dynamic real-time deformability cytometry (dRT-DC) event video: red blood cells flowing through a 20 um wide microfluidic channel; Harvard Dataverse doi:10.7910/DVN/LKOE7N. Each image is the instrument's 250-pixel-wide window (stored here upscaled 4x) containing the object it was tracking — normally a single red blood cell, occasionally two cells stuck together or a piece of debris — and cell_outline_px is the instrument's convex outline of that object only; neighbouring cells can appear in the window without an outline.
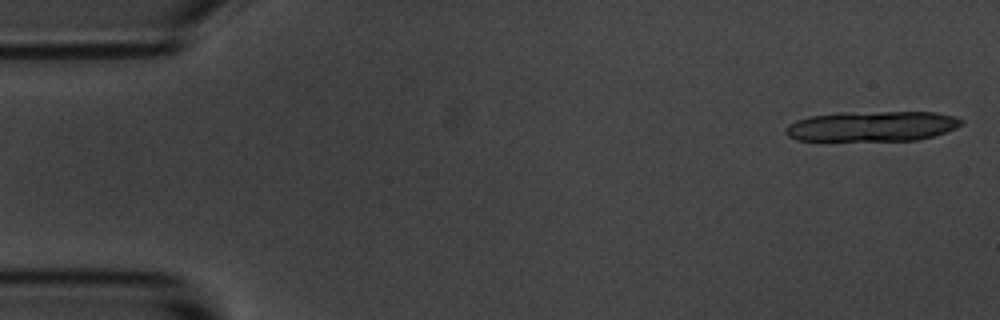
{"species": "common noctule bat (a hibernating species)", "species_latin": "Nyctalus noctula", "temperature_condition": "room temperature", "stored_images_in_passage": 17, "camera_frame_rate_fps": 3000, "um_per_image_px": 0.085, "animal": {"sex": "male", "body_mass_g": 20.1, "forearm_length_mm": 53.5}, "frame": {"image": 1, "passage_image": 1, "time_ms": 0.0, "image_size_px": [1000, 320], "cell_outline_px": [[964, 124], [956, 128], [932, 136], [916, 140], [796, 140], [788, 136], [784, 132], [784, 128], [788, 124], [796, 120], [808, 116], [836, 112], [936, 112], [956, 116], [964, 120]], "centroid_in_image_um": [74.11, 10.71], "position_along_channel_um": 10.9, "area_um2": 31.15}}